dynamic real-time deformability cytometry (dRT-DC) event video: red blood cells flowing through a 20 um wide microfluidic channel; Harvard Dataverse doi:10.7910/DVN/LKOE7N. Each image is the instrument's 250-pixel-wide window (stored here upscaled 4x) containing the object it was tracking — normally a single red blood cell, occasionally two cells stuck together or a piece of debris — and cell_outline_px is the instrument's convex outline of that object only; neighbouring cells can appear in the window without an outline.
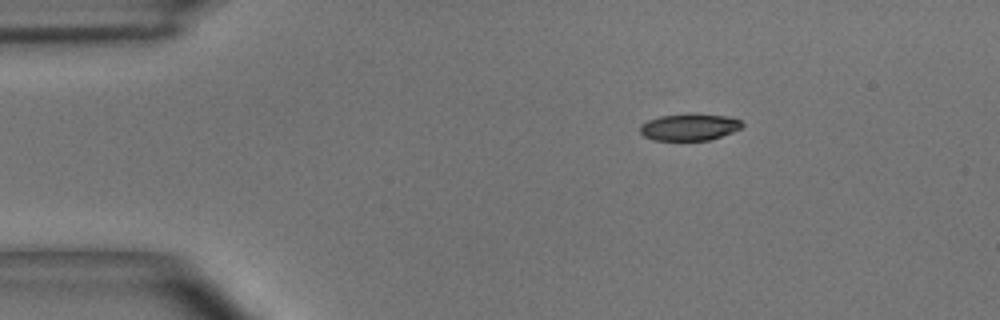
{"species": "common noctule bat (a hibernating species)", "species_latin": "Nyctalus noctula", "temperature_condition": "room temperature", "stored_images_in_passage": 47, "camera_frame_rate_fps": 3000, "um_per_image_px": 0.085, "animal": {"sex": "male", "body_mass_g": 15.6}, "frame": {"image": 1, "passage_image": 1, "time_ms": 0.0, "image_size_px": [1000, 320], "cell_outline_px": [[744, 124], [740, 128], [732, 132], [708, 140], [652, 140], [644, 136], [640, 132], [640, 124], [648, 120], [660, 116], [728, 116], [740, 120]], "centroid_in_image_um": [58.56, 10.84], "position_along_channel_um": 26.4, "area_um2": 15.2}}
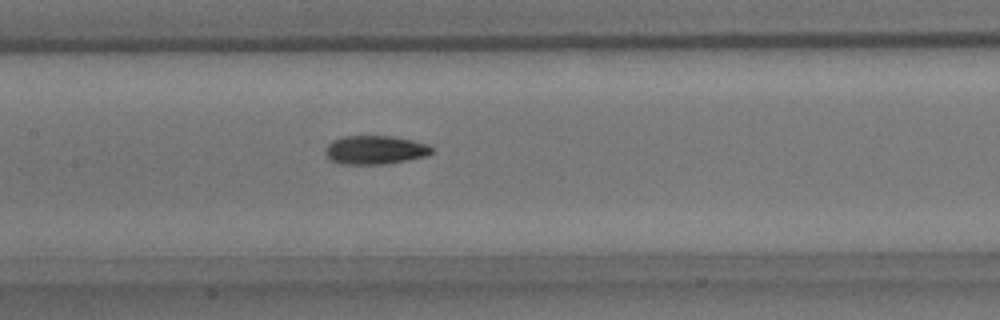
{"frame": {"image": 2, "passage_image": 18, "time_ms": 5.667, "image_size_px": [1000, 320], "cell_outline_px": [[436, 148], [428, 156], [388, 164], [336, 164], [328, 160], [324, 152], [324, 148], [332, 140], [344, 136], [392, 136], [412, 140], [428, 144]], "centroid_in_image_um": [31.87, 12.75], "position_along_channel_um": 175.5, "area_um2": 18.26}}
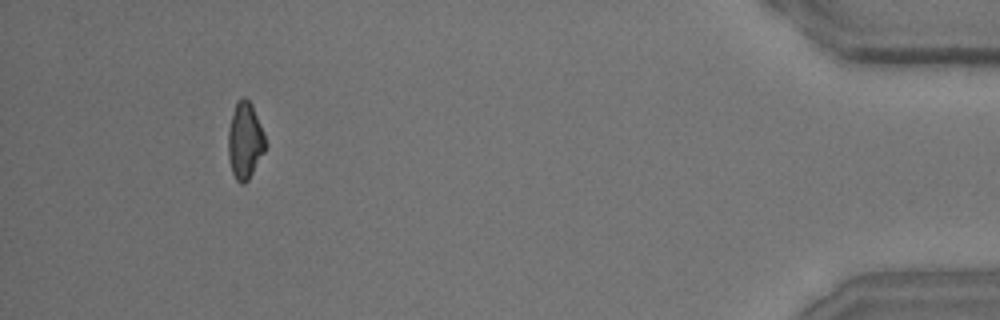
{"frame": {"image": 3, "passage_image": 43, "time_ms": 14.0, "image_size_px": [1000, 320], "cell_outline_px": [[268, 144], [264, 152], [248, 180], [244, 184], [240, 184], [236, 180], [232, 172], [228, 156], [228, 128], [236, 100], [244, 96], [252, 104], [264, 132]], "centroid_in_image_um": [20.83, 11.94], "position_along_channel_um": 414.4, "area_um2": 16.88}, "authors_computed_cell_mechanics": {"area_um2": 17.1088, "velocity_mm_per_s": 3.6568, "shape_relaxation_time_tau1_ms": 4.137, "shape_relaxation_time_tau2_ms": 4.6295, "deformation_change_tau1": 0.1428, "deformation_change_tau2": 0.1189}}